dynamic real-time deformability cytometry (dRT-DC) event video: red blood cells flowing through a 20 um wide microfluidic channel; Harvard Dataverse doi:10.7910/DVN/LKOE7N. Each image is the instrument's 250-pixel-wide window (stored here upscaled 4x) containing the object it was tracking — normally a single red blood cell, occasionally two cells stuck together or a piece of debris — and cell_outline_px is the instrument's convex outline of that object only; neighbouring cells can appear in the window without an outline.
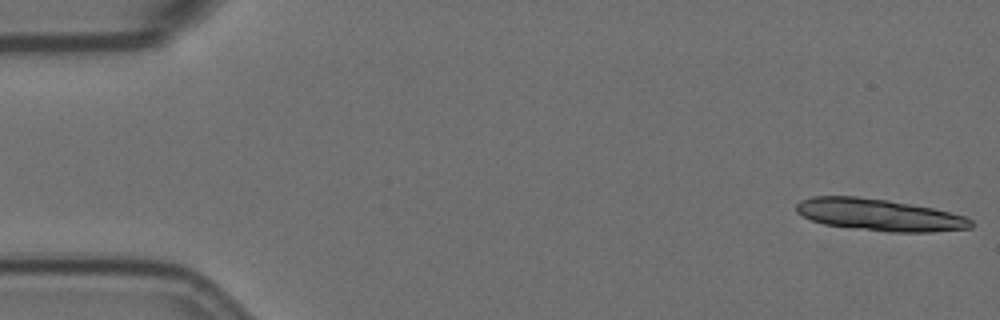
{"species": "Egyptian fruit bat (a non-hibernating species)", "species_latin": "Rousettus aegyptiacus", "temperature_condition": "room temperature", "stored_images_in_passage": 14, "camera_frame_rate_fps": 3000, "um_per_image_px": 0.085, "animal": {"sex": "female"}, "frame": {"image": 1, "passage_image": 1, "time_ms": 0.0, "image_size_px": [1000, 320], "cell_outline_px": [[972, 228], [932, 232], [888, 232], [824, 224], [812, 220], [796, 212], [796, 204], [800, 200], [812, 196], [856, 196], [888, 200], [932, 208], [964, 216], [972, 220]], "centroid_in_image_um": [74.73, 18.26], "position_along_channel_um": 10.3, "area_um2": 32.31}}